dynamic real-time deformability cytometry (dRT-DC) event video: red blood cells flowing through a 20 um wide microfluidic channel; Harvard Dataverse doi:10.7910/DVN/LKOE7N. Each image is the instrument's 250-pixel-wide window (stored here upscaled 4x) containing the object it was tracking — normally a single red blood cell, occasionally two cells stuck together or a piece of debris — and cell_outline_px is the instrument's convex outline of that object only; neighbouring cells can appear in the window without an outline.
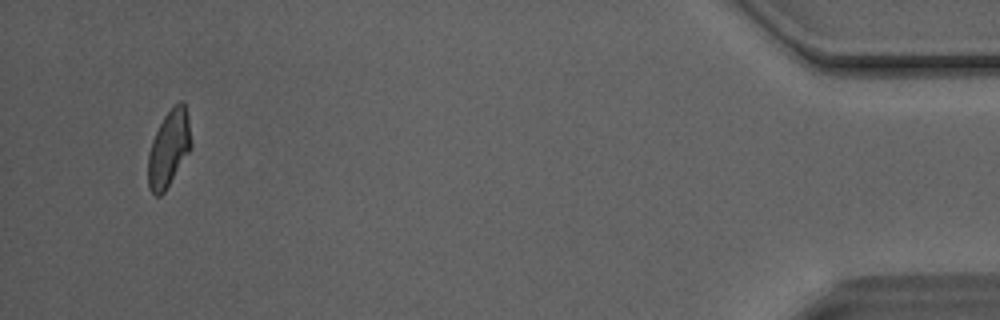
{"species": "Egyptian fruit bat (a non-hibernating species)", "species_latin": "Rousettus aegyptiacus", "temperature_condition": "room temperature", "stored_images_in_passage": 37, "camera_frame_rate_fps": 3000, "um_per_image_px": 0.085, "animal": {"sex": "male"}, "frame": {"image": 1, "passage_image": 37, "time_ms": 12.0, "image_size_px": [1000, 320], "cell_outline_px": [[192, 148], [164, 192], [160, 196], [156, 196], [152, 192], [148, 184], [148, 156], [152, 140], [164, 116], [180, 100], [184, 104], [188, 116], [192, 140]], "centroid_in_image_um": [14.37, 12.63], "position_along_channel_um": 420.8, "area_um2": 19.02}, "authors_computed_cell_mechanics": {"area_um2": 20.7502, "velocity_mm_per_s": 4.1144, "shape_relaxation_time_tau1_ms": null, "shape_relaxation_time_tau2_ms": 2.8677, "deformation_change_tau1": null, "deformation_change_tau2": 0.081}}